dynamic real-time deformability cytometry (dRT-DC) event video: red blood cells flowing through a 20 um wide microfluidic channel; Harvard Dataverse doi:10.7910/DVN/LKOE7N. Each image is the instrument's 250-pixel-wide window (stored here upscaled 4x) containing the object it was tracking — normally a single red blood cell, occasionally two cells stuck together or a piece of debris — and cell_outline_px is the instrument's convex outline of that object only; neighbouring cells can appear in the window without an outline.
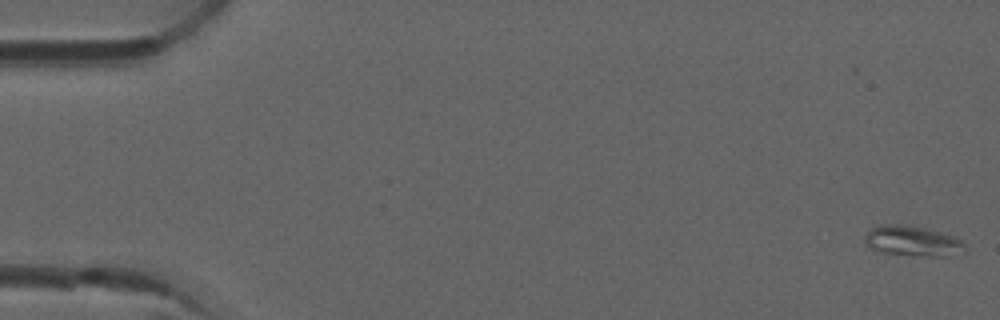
{"species": "common noctule bat (a hibernating species)", "species_latin": "Nyctalus noctula", "temperature_condition": "room temperature", "stored_images_in_passage": 4, "camera_frame_rate_fps": 3000, "um_per_image_px": 0.085, "animal": {"sex": "male", "forearm_length_mm": 52.5}, "frame": {"image": 1, "passage_image": 1, "time_ms": 0.0, "image_size_px": [1000, 320], "cell_outline_px": [[964, 252], [952, 256], [928, 256], [884, 252], [872, 248], [864, 244], [864, 236], [872, 228], [880, 224], [896, 224], [924, 228], [940, 232], [952, 236], [960, 240], [964, 244]], "centroid_in_image_um": [77.56, 20.49], "position_along_channel_um": 7.4, "area_um2": 17.34}}